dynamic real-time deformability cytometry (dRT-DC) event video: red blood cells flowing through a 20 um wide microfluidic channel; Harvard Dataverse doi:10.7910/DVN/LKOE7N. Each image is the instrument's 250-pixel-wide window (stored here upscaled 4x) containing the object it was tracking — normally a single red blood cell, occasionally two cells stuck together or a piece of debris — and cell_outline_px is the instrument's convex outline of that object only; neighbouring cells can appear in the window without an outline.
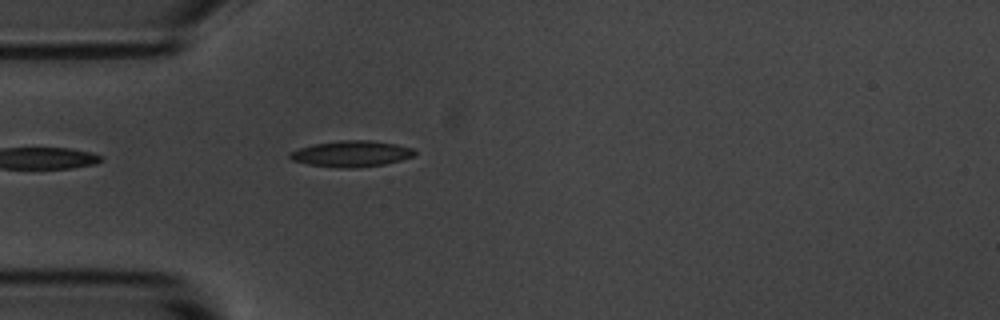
{"species": "common noctule bat (a hibernating species)", "species_latin": "Nyctalus noctula", "temperature_condition": "room temperature", "stored_images_in_passage": 2, "camera_frame_rate_fps": 3000, "um_per_image_px": 0.085, "animal": {"sex": "male", "body_mass_g": 20.1, "forearm_length_mm": 53.5}, "frame": {"image": 1, "passage_image": 2, "time_ms": 1.333, "image_size_px": [1000, 320], "cell_outline_px": [[416, 156], [384, 164], [356, 168], [340, 168], [308, 164], [292, 160], [288, 156], [288, 152], [312, 144], [340, 140], [368, 140], [396, 144], [416, 148]], "centroid_in_image_um": [29.89, 13.06], "position_along_channel_um": 55.1, "area_um2": 19.13}}